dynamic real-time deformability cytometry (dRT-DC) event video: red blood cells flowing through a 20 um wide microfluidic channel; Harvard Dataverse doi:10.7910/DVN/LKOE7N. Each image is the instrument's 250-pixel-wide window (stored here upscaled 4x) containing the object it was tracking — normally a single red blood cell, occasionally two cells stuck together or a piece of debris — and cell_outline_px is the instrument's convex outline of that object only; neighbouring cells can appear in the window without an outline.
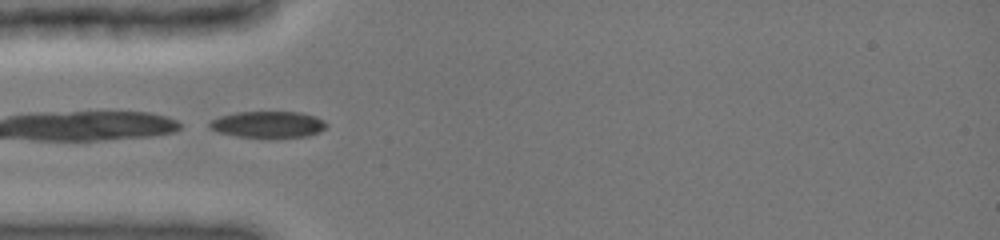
{"species": "common noctule bat (a hibernating species)", "species_latin": "Nyctalus noctula", "temperature_condition": "cold", "stored_images_in_passage": 15, "camera_frame_rate_fps": 3000, "um_per_image_px": 0.085, "animal": {"sex": "female", "body_mass_g": 19.0, "forearm_length_mm": 51.5}, "frame": {"image": 1, "passage_image": 6, "time_ms": 4.0, "image_size_px": [1000, 240], "cell_outline_px": [[328, 124], [320, 132], [308, 136], [272, 140], [236, 136], [216, 132], [208, 128], [208, 120], [220, 116], [236, 112], [300, 112], [316, 116], [324, 120]], "centroid_in_image_um": [22.76, 10.62], "position_along_channel_um": 62.2, "area_um2": 18.96}}
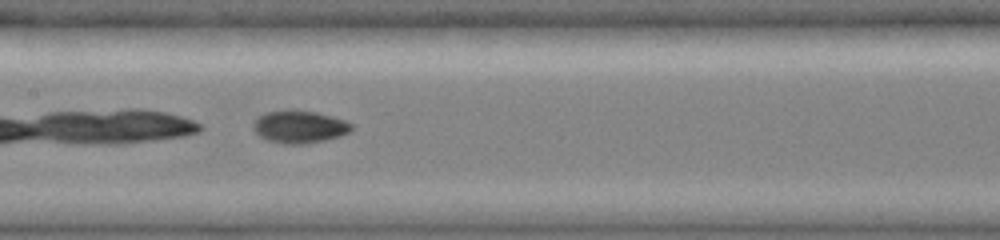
{"frame": {"image": 2, "passage_image": 11, "time_ms": 7.0, "image_size_px": [1000, 240], "cell_outline_px": [[352, 128], [348, 132], [340, 136], [324, 140], [304, 144], [284, 144], [268, 140], [260, 136], [252, 128], [252, 124], [256, 116], [264, 112], [296, 108], [316, 112], [332, 116], [344, 120], [352, 124]], "centroid_in_image_um": [25.4, 10.75], "position_along_channel_um": 182.0, "area_um2": 18.96}}
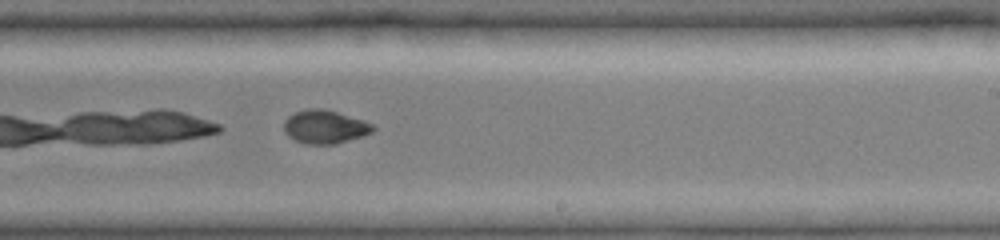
{"frame": {"image": 3, "passage_image": 15, "time_ms": 9.0, "image_size_px": [1000, 240], "cell_outline_px": [[376, 128], [372, 132], [364, 136], [336, 144], [304, 144], [292, 140], [284, 132], [284, 120], [288, 116], [296, 112], [308, 108], [324, 108], [364, 120], [372, 124]], "centroid_in_image_um": [27.6, 10.79], "position_along_channel_um": 261.4, "area_um2": 17.63}}